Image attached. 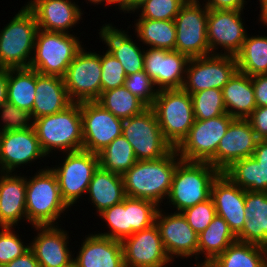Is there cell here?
Returning <instances> with one entry per match:
<instances>
[{"label": "cell", "mask_w": 267, "mask_h": 267, "mask_svg": "<svg viewBox=\"0 0 267 267\" xmlns=\"http://www.w3.org/2000/svg\"><path fill=\"white\" fill-rule=\"evenodd\" d=\"M137 20V21H136ZM135 20V34L138 41L150 48L175 50L176 28L174 20H153L138 18Z\"/></svg>", "instance_id": "34"}, {"label": "cell", "mask_w": 267, "mask_h": 267, "mask_svg": "<svg viewBox=\"0 0 267 267\" xmlns=\"http://www.w3.org/2000/svg\"><path fill=\"white\" fill-rule=\"evenodd\" d=\"M151 108L164 138L176 148L195 121L191 94L183 88L159 90Z\"/></svg>", "instance_id": "7"}, {"label": "cell", "mask_w": 267, "mask_h": 267, "mask_svg": "<svg viewBox=\"0 0 267 267\" xmlns=\"http://www.w3.org/2000/svg\"><path fill=\"white\" fill-rule=\"evenodd\" d=\"M37 230L30 243L39 267H73L72 251H70L69 235L59 225L33 226Z\"/></svg>", "instance_id": "20"}, {"label": "cell", "mask_w": 267, "mask_h": 267, "mask_svg": "<svg viewBox=\"0 0 267 267\" xmlns=\"http://www.w3.org/2000/svg\"><path fill=\"white\" fill-rule=\"evenodd\" d=\"M234 119L226 113L208 120H195L188 135L175 148L178 156L185 161L209 162L216 168L219 141Z\"/></svg>", "instance_id": "8"}, {"label": "cell", "mask_w": 267, "mask_h": 267, "mask_svg": "<svg viewBox=\"0 0 267 267\" xmlns=\"http://www.w3.org/2000/svg\"><path fill=\"white\" fill-rule=\"evenodd\" d=\"M197 263H195L194 267H208V265H196Z\"/></svg>", "instance_id": "57"}, {"label": "cell", "mask_w": 267, "mask_h": 267, "mask_svg": "<svg viewBox=\"0 0 267 267\" xmlns=\"http://www.w3.org/2000/svg\"><path fill=\"white\" fill-rule=\"evenodd\" d=\"M97 216L107 222L106 224L110 230L97 234L119 241L133 234L130 217V197L126 196L122 202L103 210Z\"/></svg>", "instance_id": "39"}, {"label": "cell", "mask_w": 267, "mask_h": 267, "mask_svg": "<svg viewBox=\"0 0 267 267\" xmlns=\"http://www.w3.org/2000/svg\"><path fill=\"white\" fill-rule=\"evenodd\" d=\"M190 58L176 50L147 48L144 53V71L158 90L183 87Z\"/></svg>", "instance_id": "18"}, {"label": "cell", "mask_w": 267, "mask_h": 267, "mask_svg": "<svg viewBox=\"0 0 267 267\" xmlns=\"http://www.w3.org/2000/svg\"><path fill=\"white\" fill-rule=\"evenodd\" d=\"M87 1V0H86ZM88 2H90V3H92V4H96V5H100V4H102V5H104V3H105V5H106V0H88Z\"/></svg>", "instance_id": "56"}, {"label": "cell", "mask_w": 267, "mask_h": 267, "mask_svg": "<svg viewBox=\"0 0 267 267\" xmlns=\"http://www.w3.org/2000/svg\"><path fill=\"white\" fill-rule=\"evenodd\" d=\"M236 241L237 237L227 222L216 215L208 227L198 234V258L201 253L205 257L203 262H198V265H208Z\"/></svg>", "instance_id": "32"}, {"label": "cell", "mask_w": 267, "mask_h": 267, "mask_svg": "<svg viewBox=\"0 0 267 267\" xmlns=\"http://www.w3.org/2000/svg\"><path fill=\"white\" fill-rule=\"evenodd\" d=\"M97 102L114 116L125 120L141 114L148 106L124 85L101 93Z\"/></svg>", "instance_id": "37"}, {"label": "cell", "mask_w": 267, "mask_h": 267, "mask_svg": "<svg viewBox=\"0 0 267 267\" xmlns=\"http://www.w3.org/2000/svg\"><path fill=\"white\" fill-rule=\"evenodd\" d=\"M159 208L155 218L163 247L171 259L192 258L198 260V234L191 228L181 212L162 213ZM174 257V258H173Z\"/></svg>", "instance_id": "16"}, {"label": "cell", "mask_w": 267, "mask_h": 267, "mask_svg": "<svg viewBox=\"0 0 267 267\" xmlns=\"http://www.w3.org/2000/svg\"><path fill=\"white\" fill-rule=\"evenodd\" d=\"M97 213L118 204L126 197L122 175L102 169L94 172L87 190Z\"/></svg>", "instance_id": "31"}, {"label": "cell", "mask_w": 267, "mask_h": 267, "mask_svg": "<svg viewBox=\"0 0 267 267\" xmlns=\"http://www.w3.org/2000/svg\"><path fill=\"white\" fill-rule=\"evenodd\" d=\"M8 69L0 68V107L7 102Z\"/></svg>", "instance_id": "52"}, {"label": "cell", "mask_w": 267, "mask_h": 267, "mask_svg": "<svg viewBox=\"0 0 267 267\" xmlns=\"http://www.w3.org/2000/svg\"><path fill=\"white\" fill-rule=\"evenodd\" d=\"M82 241L73 267H125L121 241L95 233Z\"/></svg>", "instance_id": "25"}, {"label": "cell", "mask_w": 267, "mask_h": 267, "mask_svg": "<svg viewBox=\"0 0 267 267\" xmlns=\"http://www.w3.org/2000/svg\"><path fill=\"white\" fill-rule=\"evenodd\" d=\"M220 173L209 162L181 159L172 178L167 202L177 209L175 212H182L186 208L209 199L213 181Z\"/></svg>", "instance_id": "4"}, {"label": "cell", "mask_w": 267, "mask_h": 267, "mask_svg": "<svg viewBox=\"0 0 267 267\" xmlns=\"http://www.w3.org/2000/svg\"><path fill=\"white\" fill-rule=\"evenodd\" d=\"M48 167L26 177V215L33 226L59 225L60 215L69 208L62 199L56 174Z\"/></svg>", "instance_id": "3"}, {"label": "cell", "mask_w": 267, "mask_h": 267, "mask_svg": "<svg viewBox=\"0 0 267 267\" xmlns=\"http://www.w3.org/2000/svg\"><path fill=\"white\" fill-rule=\"evenodd\" d=\"M259 139L248 119L235 118L219 141L216 168L223 172L234 161L253 155Z\"/></svg>", "instance_id": "21"}, {"label": "cell", "mask_w": 267, "mask_h": 267, "mask_svg": "<svg viewBox=\"0 0 267 267\" xmlns=\"http://www.w3.org/2000/svg\"><path fill=\"white\" fill-rule=\"evenodd\" d=\"M237 70L235 56L211 54L190 58L182 88L189 94L209 88L222 90Z\"/></svg>", "instance_id": "13"}, {"label": "cell", "mask_w": 267, "mask_h": 267, "mask_svg": "<svg viewBox=\"0 0 267 267\" xmlns=\"http://www.w3.org/2000/svg\"><path fill=\"white\" fill-rule=\"evenodd\" d=\"M211 199L216 209V215L222 217L230 230L237 236L246 221L245 190L234 184L222 172L213 181Z\"/></svg>", "instance_id": "22"}, {"label": "cell", "mask_w": 267, "mask_h": 267, "mask_svg": "<svg viewBox=\"0 0 267 267\" xmlns=\"http://www.w3.org/2000/svg\"><path fill=\"white\" fill-rule=\"evenodd\" d=\"M83 150L99 154L122 135V119L107 111L97 101L81 102Z\"/></svg>", "instance_id": "14"}, {"label": "cell", "mask_w": 267, "mask_h": 267, "mask_svg": "<svg viewBox=\"0 0 267 267\" xmlns=\"http://www.w3.org/2000/svg\"><path fill=\"white\" fill-rule=\"evenodd\" d=\"M195 120H208L226 114L222 90L209 88L191 94Z\"/></svg>", "instance_id": "40"}, {"label": "cell", "mask_w": 267, "mask_h": 267, "mask_svg": "<svg viewBox=\"0 0 267 267\" xmlns=\"http://www.w3.org/2000/svg\"><path fill=\"white\" fill-rule=\"evenodd\" d=\"M245 217L237 241L267 248V192L245 190Z\"/></svg>", "instance_id": "29"}, {"label": "cell", "mask_w": 267, "mask_h": 267, "mask_svg": "<svg viewBox=\"0 0 267 267\" xmlns=\"http://www.w3.org/2000/svg\"><path fill=\"white\" fill-rule=\"evenodd\" d=\"M46 157L33 127L0 133V171L13 173L16 168Z\"/></svg>", "instance_id": "19"}, {"label": "cell", "mask_w": 267, "mask_h": 267, "mask_svg": "<svg viewBox=\"0 0 267 267\" xmlns=\"http://www.w3.org/2000/svg\"><path fill=\"white\" fill-rule=\"evenodd\" d=\"M259 140H267V107H256L247 118Z\"/></svg>", "instance_id": "48"}, {"label": "cell", "mask_w": 267, "mask_h": 267, "mask_svg": "<svg viewBox=\"0 0 267 267\" xmlns=\"http://www.w3.org/2000/svg\"><path fill=\"white\" fill-rule=\"evenodd\" d=\"M257 107H267V74L251 76Z\"/></svg>", "instance_id": "49"}, {"label": "cell", "mask_w": 267, "mask_h": 267, "mask_svg": "<svg viewBox=\"0 0 267 267\" xmlns=\"http://www.w3.org/2000/svg\"><path fill=\"white\" fill-rule=\"evenodd\" d=\"M260 4V14H259V21L267 26V0H259Z\"/></svg>", "instance_id": "53"}, {"label": "cell", "mask_w": 267, "mask_h": 267, "mask_svg": "<svg viewBox=\"0 0 267 267\" xmlns=\"http://www.w3.org/2000/svg\"><path fill=\"white\" fill-rule=\"evenodd\" d=\"M33 128L47 157L56 150L63 153L83 150L80 103L73 102L60 112L34 119Z\"/></svg>", "instance_id": "2"}, {"label": "cell", "mask_w": 267, "mask_h": 267, "mask_svg": "<svg viewBox=\"0 0 267 267\" xmlns=\"http://www.w3.org/2000/svg\"><path fill=\"white\" fill-rule=\"evenodd\" d=\"M238 71L251 76L267 74V36L246 37L235 56Z\"/></svg>", "instance_id": "36"}, {"label": "cell", "mask_w": 267, "mask_h": 267, "mask_svg": "<svg viewBox=\"0 0 267 267\" xmlns=\"http://www.w3.org/2000/svg\"><path fill=\"white\" fill-rule=\"evenodd\" d=\"M71 33L38 29L29 68L41 75L63 77L76 54L84 45Z\"/></svg>", "instance_id": "6"}, {"label": "cell", "mask_w": 267, "mask_h": 267, "mask_svg": "<svg viewBox=\"0 0 267 267\" xmlns=\"http://www.w3.org/2000/svg\"><path fill=\"white\" fill-rule=\"evenodd\" d=\"M146 0H131L130 4L123 10L124 13H135L137 8L142 5Z\"/></svg>", "instance_id": "54"}, {"label": "cell", "mask_w": 267, "mask_h": 267, "mask_svg": "<svg viewBox=\"0 0 267 267\" xmlns=\"http://www.w3.org/2000/svg\"><path fill=\"white\" fill-rule=\"evenodd\" d=\"M32 119L52 115L70 106L73 102L65 88L63 77L41 75L36 71V89Z\"/></svg>", "instance_id": "28"}, {"label": "cell", "mask_w": 267, "mask_h": 267, "mask_svg": "<svg viewBox=\"0 0 267 267\" xmlns=\"http://www.w3.org/2000/svg\"><path fill=\"white\" fill-rule=\"evenodd\" d=\"M124 86L133 95L141 99L148 107H151L154 104L159 91L153 80L144 70L128 75L125 79Z\"/></svg>", "instance_id": "45"}, {"label": "cell", "mask_w": 267, "mask_h": 267, "mask_svg": "<svg viewBox=\"0 0 267 267\" xmlns=\"http://www.w3.org/2000/svg\"><path fill=\"white\" fill-rule=\"evenodd\" d=\"M99 31V37L108 46L107 51L120 61L127 76L144 70L145 48L143 50L142 46L141 50L128 31L118 29L112 23L103 24Z\"/></svg>", "instance_id": "27"}, {"label": "cell", "mask_w": 267, "mask_h": 267, "mask_svg": "<svg viewBox=\"0 0 267 267\" xmlns=\"http://www.w3.org/2000/svg\"><path fill=\"white\" fill-rule=\"evenodd\" d=\"M188 0H146L140 5L136 12L138 18L153 19V20H174L179 13L181 7Z\"/></svg>", "instance_id": "41"}, {"label": "cell", "mask_w": 267, "mask_h": 267, "mask_svg": "<svg viewBox=\"0 0 267 267\" xmlns=\"http://www.w3.org/2000/svg\"><path fill=\"white\" fill-rule=\"evenodd\" d=\"M122 136L131 144L138 161L162 158L173 149L164 138L156 114L151 107L139 115L125 119L122 125Z\"/></svg>", "instance_id": "9"}, {"label": "cell", "mask_w": 267, "mask_h": 267, "mask_svg": "<svg viewBox=\"0 0 267 267\" xmlns=\"http://www.w3.org/2000/svg\"><path fill=\"white\" fill-rule=\"evenodd\" d=\"M208 267H267V248L236 241L209 263Z\"/></svg>", "instance_id": "33"}, {"label": "cell", "mask_w": 267, "mask_h": 267, "mask_svg": "<svg viewBox=\"0 0 267 267\" xmlns=\"http://www.w3.org/2000/svg\"><path fill=\"white\" fill-rule=\"evenodd\" d=\"M181 158L175 148L155 160L137 161L122 177L127 197L146 199L162 206L170 192L172 178Z\"/></svg>", "instance_id": "1"}, {"label": "cell", "mask_w": 267, "mask_h": 267, "mask_svg": "<svg viewBox=\"0 0 267 267\" xmlns=\"http://www.w3.org/2000/svg\"><path fill=\"white\" fill-rule=\"evenodd\" d=\"M2 267H39V263L36 260L33 251L29 249L22 256L13 259Z\"/></svg>", "instance_id": "51"}, {"label": "cell", "mask_w": 267, "mask_h": 267, "mask_svg": "<svg viewBox=\"0 0 267 267\" xmlns=\"http://www.w3.org/2000/svg\"><path fill=\"white\" fill-rule=\"evenodd\" d=\"M130 1L131 0H106V6L109 4H116L118 9L123 11L130 4Z\"/></svg>", "instance_id": "55"}, {"label": "cell", "mask_w": 267, "mask_h": 267, "mask_svg": "<svg viewBox=\"0 0 267 267\" xmlns=\"http://www.w3.org/2000/svg\"><path fill=\"white\" fill-rule=\"evenodd\" d=\"M36 89V70L8 69L7 102L20 109L33 110Z\"/></svg>", "instance_id": "35"}, {"label": "cell", "mask_w": 267, "mask_h": 267, "mask_svg": "<svg viewBox=\"0 0 267 267\" xmlns=\"http://www.w3.org/2000/svg\"><path fill=\"white\" fill-rule=\"evenodd\" d=\"M101 55L84 47L67 68L63 81L72 102L97 101L102 93Z\"/></svg>", "instance_id": "12"}, {"label": "cell", "mask_w": 267, "mask_h": 267, "mask_svg": "<svg viewBox=\"0 0 267 267\" xmlns=\"http://www.w3.org/2000/svg\"><path fill=\"white\" fill-rule=\"evenodd\" d=\"M191 228L200 234L216 216V209L211 197L181 212Z\"/></svg>", "instance_id": "46"}, {"label": "cell", "mask_w": 267, "mask_h": 267, "mask_svg": "<svg viewBox=\"0 0 267 267\" xmlns=\"http://www.w3.org/2000/svg\"><path fill=\"white\" fill-rule=\"evenodd\" d=\"M225 109L233 118L247 119L257 107L251 77L236 71L222 88Z\"/></svg>", "instance_id": "30"}, {"label": "cell", "mask_w": 267, "mask_h": 267, "mask_svg": "<svg viewBox=\"0 0 267 267\" xmlns=\"http://www.w3.org/2000/svg\"><path fill=\"white\" fill-rule=\"evenodd\" d=\"M209 10H237L243 11L246 0H204Z\"/></svg>", "instance_id": "50"}, {"label": "cell", "mask_w": 267, "mask_h": 267, "mask_svg": "<svg viewBox=\"0 0 267 267\" xmlns=\"http://www.w3.org/2000/svg\"><path fill=\"white\" fill-rule=\"evenodd\" d=\"M222 173L243 190L267 192V140H259L252 156L234 161Z\"/></svg>", "instance_id": "24"}, {"label": "cell", "mask_w": 267, "mask_h": 267, "mask_svg": "<svg viewBox=\"0 0 267 267\" xmlns=\"http://www.w3.org/2000/svg\"><path fill=\"white\" fill-rule=\"evenodd\" d=\"M63 154L66 156L62 163L51 170L57 176L62 199L71 207L82 195H87L93 174L100 166L99 156L85 150Z\"/></svg>", "instance_id": "11"}, {"label": "cell", "mask_w": 267, "mask_h": 267, "mask_svg": "<svg viewBox=\"0 0 267 267\" xmlns=\"http://www.w3.org/2000/svg\"><path fill=\"white\" fill-rule=\"evenodd\" d=\"M14 227H0V267L22 256L30 249V243L24 244Z\"/></svg>", "instance_id": "43"}, {"label": "cell", "mask_w": 267, "mask_h": 267, "mask_svg": "<svg viewBox=\"0 0 267 267\" xmlns=\"http://www.w3.org/2000/svg\"><path fill=\"white\" fill-rule=\"evenodd\" d=\"M18 175L0 172V227L16 228L20 220L27 221L26 176Z\"/></svg>", "instance_id": "26"}, {"label": "cell", "mask_w": 267, "mask_h": 267, "mask_svg": "<svg viewBox=\"0 0 267 267\" xmlns=\"http://www.w3.org/2000/svg\"><path fill=\"white\" fill-rule=\"evenodd\" d=\"M241 13L237 10H209L207 41L211 54L236 56L239 53L248 35ZM219 47L222 48L220 52L217 51Z\"/></svg>", "instance_id": "15"}, {"label": "cell", "mask_w": 267, "mask_h": 267, "mask_svg": "<svg viewBox=\"0 0 267 267\" xmlns=\"http://www.w3.org/2000/svg\"><path fill=\"white\" fill-rule=\"evenodd\" d=\"M26 6L43 31L70 33L68 30L83 20L82 9L71 0H30Z\"/></svg>", "instance_id": "23"}, {"label": "cell", "mask_w": 267, "mask_h": 267, "mask_svg": "<svg viewBox=\"0 0 267 267\" xmlns=\"http://www.w3.org/2000/svg\"><path fill=\"white\" fill-rule=\"evenodd\" d=\"M159 207L153 201L130 197V217L133 234L155 224Z\"/></svg>", "instance_id": "42"}, {"label": "cell", "mask_w": 267, "mask_h": 267, "mask_svg": "<svg viewBox=\"0 0 267 267\" xmlns=\"http://www.w3.org/2000/svg\"><path fill=\"white\" fill-rule=\"evenodd\" d=\"M102 92L123 86L127 75L120 61L106 50L101 55Z\"/></svg>", "instance_id": "44"}, {"label": "cell", "mask_w": 267, "mask_h": 267, "mask_svg": "<svg viewBox=\"0 0 267 267\" xmlns=\"http://www.w3.org/2000/svg\"><path fill=\"white\" fill-rule=\"evenodd\" d=\"M98 156L102 169L120 175H123L138 161L131 144L122 135L116 137Z\"/></svg>", "instance_id": "38"}, {"label": "cell", "mask_w": 267, "mask_h": 267, "mask_svg": "<svg viewBox=\"0 0 267 267\" xmlns=\"http://www.w3.org/2000/svg\"><path fill=\"white\" fill-rule=\"evenodd\" d=\"M38 25L25 5L0 31V68H29Z\"/></svg>", "instance_id": "5"}, {"label": "cell", "mask_w": 267, "mask_h": 267, "mask_svg": "<svg viewBox=\"0 0 267 267\" xmlns=\"http://www.w3.org/2000/svg\"><path fill=\"white\" fill-rule=\"evenodd\" d=\"M200 0H188L176 15L175 50L189 58L211 55L207 41L209 9ZM203 6V7H202Z\"/></svg>", "instance_id": "10"}, {"label": "cell", "mask_w": 267, "mask_h": 267, "mask_svg": "<svg viewBox=\"0 0 267 267\" xmlns=\"http://www.w3.org/2000/svg\"><path fill=\"white\" fill-rule=\"evenodd\" d=\"M0 120L2 125L0 133L11 130H24L33 127V119L31 113L24 109L6 102L0 107ZM30 122V123H29Z\"/></svg>", "instance_id": "47"}, {"label": "cell", "mask_w": 267, "mask_h": 267, "mask_svg": "<svg viewBox=\"0 0 267 267\" xmlns=\"http://www.w3.org/2000/svg\"><path fill=\"white\" fill-rule=\"evenodd\" d=\"M121 243L125 267H166L173 263L163 247L156 224L135 232Z\"/></svg>", "instance_id": "17"}]
</instances>
